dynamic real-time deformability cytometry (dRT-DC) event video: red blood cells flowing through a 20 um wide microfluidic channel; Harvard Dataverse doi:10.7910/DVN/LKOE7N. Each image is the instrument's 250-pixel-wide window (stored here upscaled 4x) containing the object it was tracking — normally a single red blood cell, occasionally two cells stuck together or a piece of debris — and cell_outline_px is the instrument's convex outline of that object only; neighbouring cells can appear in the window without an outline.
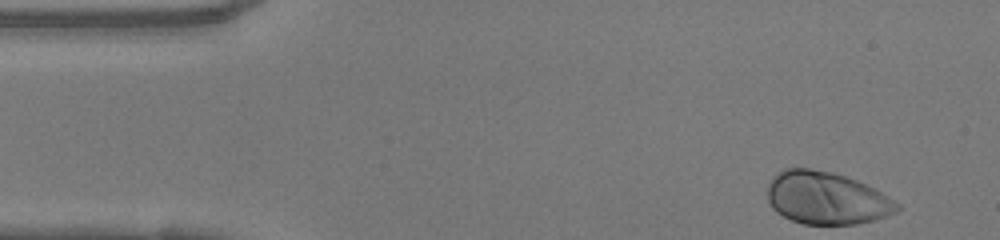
{"species": "human", "species_latin": "Homo sapiens", "temperature_condition": "warm", "stored_images_in_passage": 38, "camera_frame_rate_fps": 3000, "um_per_image_px": 0.085, "donor": {"sex": "female"}, "frame": {"image": 1, "passage_image": 1, "time_ms": 0.0, "image_size_px": [1000, 240], "cell_outline_px": [[900, 208], [896, 212], [872, 220], [856, 224], [804, 224], [792, 220], [776, 212], [772, 208], [768, 200], [768, 184], [772, 176], [784, 168], [808, 168], [832, 172], [856, 180], [876, 188], [900, 204]], "centroid_in_image_um": [70.24, 16.83], "position_along_channel_um": 14.8, "area_um2": 39.71}}
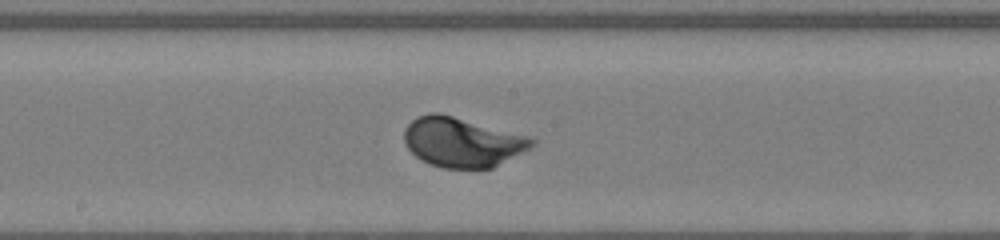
{"frame": {"image": 2, "passage_image": 22, "time_ms": 7.0, "image_size_px": [1000, 240], "cell_outline_px": [[536, 144], [532, 148], [492, 168], [440, 168], [428, 164], [420, 160], [408, 148], [404, 140], [404, 128], [416, 116], [432, 112], [440, 112], [532, 136], [536, 140]], "centroid_in_image_um": [39.32, 12.07], "position_along_channel_um": 208.9, "area_um2": 37.63}}
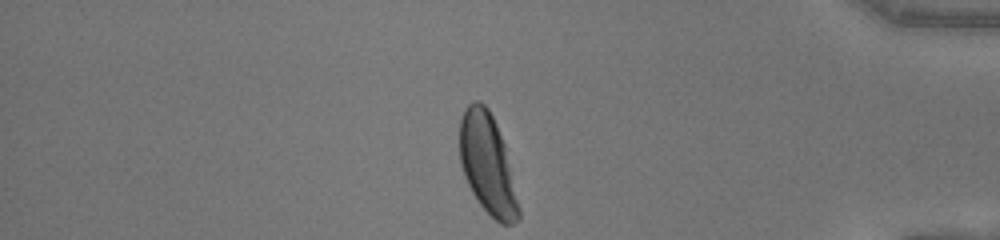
{"frame": {"image": 3, "passage_image": 38, "time_ms": 12.333, "image_size_px": [1000, 240], "cell_outline_px": [[520, 220], [512, 224], [500, 224], [480, 204], [472, 192], [464, 176], [460, 164], [460, 120], [464, 108], [472, 100], [480, 100], [488, 108], [496, 124], [504, 144], [520, 208]], "centroid_in_image_um": [41.43, 13.93], "position_along_channel_um": 393.8, "area_um2": 34.28}, "authors_computed_cell_mechanics": {"area_um2": 36.3273, "velocity_mm_per_s": 4.1244, "shape_relaxation_time_tau1_ms": 1.7826, "shape_relaxation_time_tau2_ms": null, "deformation_change_tau1": 0.1518, "deformation_change_tau2": null}}